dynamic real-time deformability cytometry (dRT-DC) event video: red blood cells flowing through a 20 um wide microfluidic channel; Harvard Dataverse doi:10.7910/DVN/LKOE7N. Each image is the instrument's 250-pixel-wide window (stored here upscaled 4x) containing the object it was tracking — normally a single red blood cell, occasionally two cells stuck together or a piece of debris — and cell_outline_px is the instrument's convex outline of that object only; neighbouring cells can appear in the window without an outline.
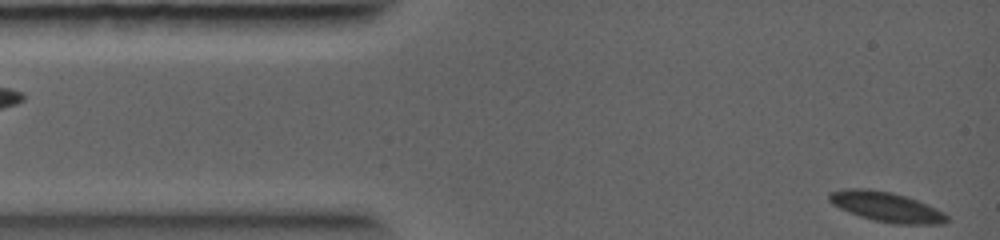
{"species": "common noctule bat (a hibernating species)", "species_latin": "Nyctalus noctula", "temperature_condition": "warm", "stored_images_in_passage": 9, "camera_frame_rate_fps": 5000, "um_per_image_px": 0.085, "animal": {"sex": "female", "body_mass_g": 19.0, "forearm_length_mm": 56.7}, "frame": {"image": 1, "passage_image": 1, "time_ms": 0.0, "image_size_px": [1000, 240], "cell_outline_px": [[948, 220], [944, 224], [892, 224], [860, 216], [848, 212], [832, 204], [828, 200], [828, 192], [844, 188], [868, 188], [892, 192], [916, 200], [936, 208], [944, 212], [948, 216]], "centroid_in_image_um": [75.31, 17.57], "position_along_channel_um": 9.7, "area_um2": 20.58}}
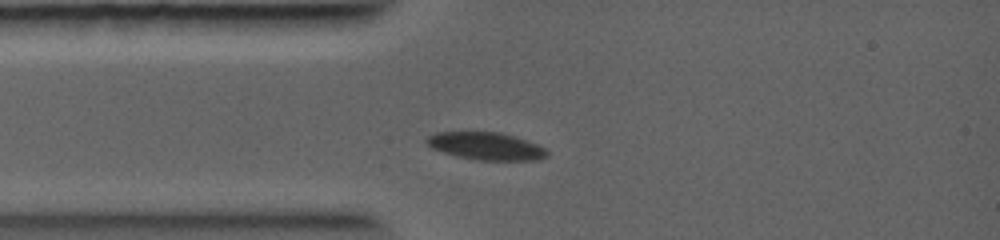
{"frame": {"image": 2, "passage_image": 4, "time_ms": 1.8, "image_size_px": [1000, 240], "cell_outline_px": [[548, 156], [540, 160], [480, 160], [456, 156], [432, 148], [424, 140], [428, 136], [436, 132], [500, 132], [536, 144], [544, 148], [548, 152]], "centroid_in_image_um": [41.3, 12.42], "position_along_channel_um": 43.7, "area_um2": 19.13}}